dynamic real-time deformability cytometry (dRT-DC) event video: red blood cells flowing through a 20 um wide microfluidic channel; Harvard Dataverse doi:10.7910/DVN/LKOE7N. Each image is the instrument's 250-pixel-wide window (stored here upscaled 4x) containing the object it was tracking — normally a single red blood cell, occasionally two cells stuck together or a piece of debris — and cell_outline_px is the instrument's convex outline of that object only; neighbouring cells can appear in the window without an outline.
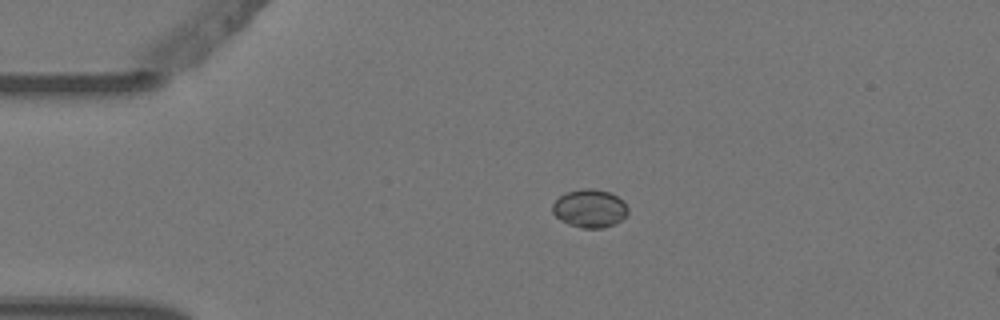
{"species": "Egyptian fruit bat (a non-hibernating species)", "species_latin": "Rousettus aegyptiacus", "temperature_condition": "warm", "stored_images_in_passage": 6, "camera_frame_rate_fps": 3000, "um_per_image_px": 0.085, "animal": {"sex": "female"}, "frame": {"image": 1, "passage_image": 6, "time_ms": 1.667, "image_size_px": [1000, 320], "cell_outline_px": [[628, 212], [620, 220], [604, 228], [580, 228], [568, 224], [560, 220], [552, 212], [552, 204], [564, 192], [584, 188], [592, 188], [608, 192], [616, 196], [628, 208]], "centroid_in_image_um": [50.07, 17.72], "position_along_channel_um": 34.9, "area_um2": 16.65}}